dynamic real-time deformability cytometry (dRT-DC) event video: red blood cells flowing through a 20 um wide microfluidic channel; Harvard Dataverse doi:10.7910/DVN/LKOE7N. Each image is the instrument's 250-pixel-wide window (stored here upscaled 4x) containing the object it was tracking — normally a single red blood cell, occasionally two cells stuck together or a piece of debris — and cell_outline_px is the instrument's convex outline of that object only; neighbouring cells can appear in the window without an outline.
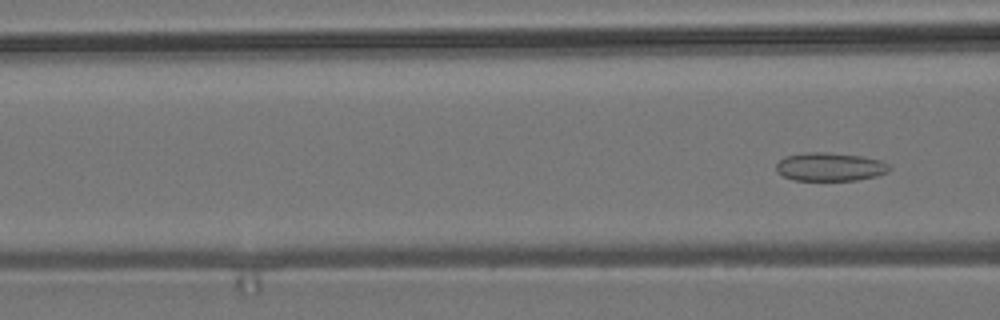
{"species": "common noctule bat (a hibernating species)", "species_latin": "Nyctalus noctula", "temperature_condition": "room temperature", "stored_images_in_passage": 7, "camera_frame_rate_fps": 3000, "um_per_image_px": 0.085, "animal": {"sex": "male", "body_mass_g": 19.2, "forearm_length_mm": 51.8}, "frame": {"image": 1, "passage_image": 7, "time_ms": 8.333, "image_size_px": [1000, 320], "cell_outline_px": [[892, 168], [888, 172], [876, 176], [856, 180], [796, 180], [784, 176], [776, 172], [776, 164], [784, 156], [804, 152], [824, 152], [860, 156], [880, 160], [888, 164]], "centroid_in_image_um": [70.53, 14.17], "position_along_channel_um": 96.1, "area_um2": 18.73}}